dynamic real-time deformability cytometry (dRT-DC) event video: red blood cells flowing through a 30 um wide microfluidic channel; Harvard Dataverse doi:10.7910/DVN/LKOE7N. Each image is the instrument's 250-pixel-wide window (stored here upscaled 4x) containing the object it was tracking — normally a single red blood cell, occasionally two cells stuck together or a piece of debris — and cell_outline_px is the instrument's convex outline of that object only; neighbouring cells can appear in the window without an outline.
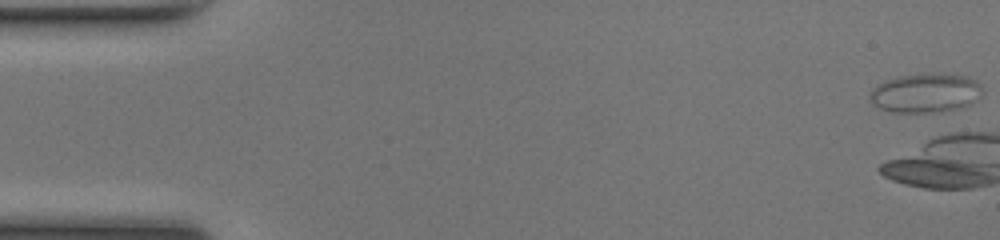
{"species": "common noctule bat (a hibernating species)", "species_latin": "Nyctalus noctula", "temperature_condition": "room temperature", "stored_images_in_passage": 4, "camera_frame_rate_fps": 3000, "um_per_image_px": 0.085, "animal": {"sex": "female", "body_mass_g": 17.0, "forearm_length_mm": 48.0}, "frame": {"image": 1, "passage_image": 1, "time_ms": 0.0, "image_size_px": [1000, 240], "cell_outline_px": [[980, 88], [972, 100], [968, 104], [956, 108], [924, 112], [896, 112], [880, 108], [872, 104], [872, 88], [884, 80], [900, 76], [932, 72], [940, 72], [968, 76], [976, 80], [980, 84]], "centroid_in_image_um": [78.61, 7.85], "position_along_channel_um": 6.4, "area_um2": 25.09}}